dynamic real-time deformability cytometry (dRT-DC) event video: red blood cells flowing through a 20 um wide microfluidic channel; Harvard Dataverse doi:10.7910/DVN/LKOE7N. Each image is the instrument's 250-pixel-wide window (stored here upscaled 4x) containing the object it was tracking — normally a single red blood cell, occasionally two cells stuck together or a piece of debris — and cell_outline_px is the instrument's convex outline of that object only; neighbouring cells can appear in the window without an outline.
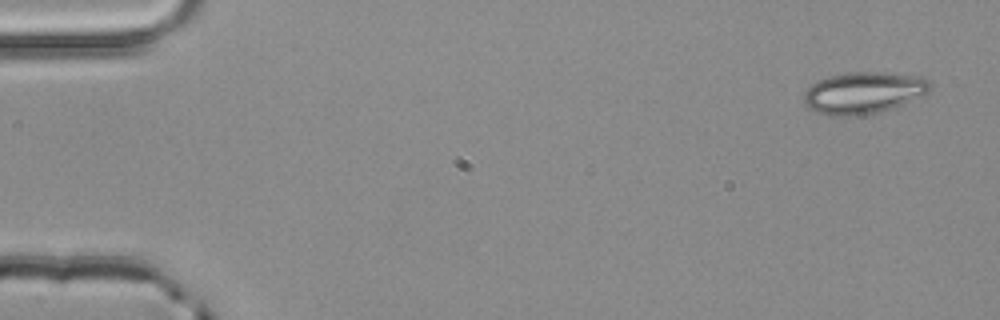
{"species": "common noctule bat (a hibernating species)", "species_latin": "Nyctalus noctula", "temperature_condition": "room temperature", "stored_images_in_passage": 4, "camera_frame_rate_fps": 3000, "um_per_image_px": 0.085, "animal": {"sex": "male", "body_mass_g": 20.4}, "frame": {"image": 1, "passage_image": 1, "time_ms": 0.0, "image_size_px": [1000, 320], "cell_outline_px": [[932, 88], [928, 92], [892, 108], [880, 112], [852, 116], [828, 116], [816, 112], [808, 108], [804, 104], [804, 92], [812, 84], [820, 80], [832, 76], [852, 72], [880, 72], [920, 76], [928, 80]], "centroid_in_image_um": [73.37, 7.9], "position_along_channel_um": 11.6, "area_um2": 30.46}}
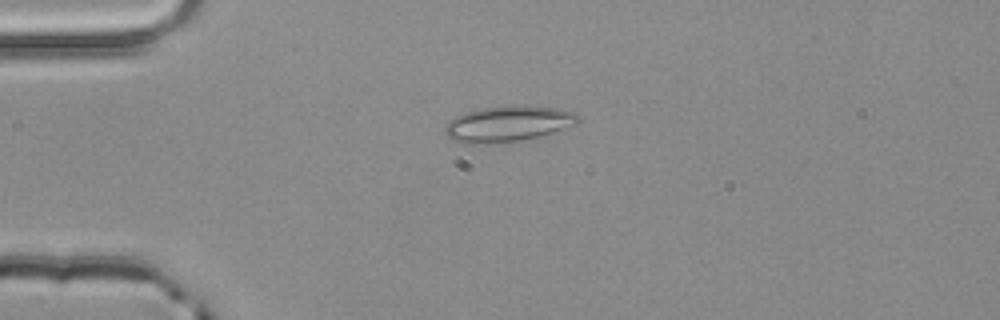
{"frame": {"image": 2, "passage_image": 3, "time_ms": 0.667, "image_size_px": [1000, 320], "cell_outline_px": [[580, 120], [576, 124], [540, 136], [520, 140], [484, 144], [464, 144], [452, 140], [444, 132], [444, 128], [448, 120], [456, 116], [480, 108], [512, 104], [520, 104], [556, 108], [576, 112], [580, 116]], "centroid_in_image_um": [43.17, 10.51], "position_along_channel_um": 41.8, "area_um2": 28.09}}